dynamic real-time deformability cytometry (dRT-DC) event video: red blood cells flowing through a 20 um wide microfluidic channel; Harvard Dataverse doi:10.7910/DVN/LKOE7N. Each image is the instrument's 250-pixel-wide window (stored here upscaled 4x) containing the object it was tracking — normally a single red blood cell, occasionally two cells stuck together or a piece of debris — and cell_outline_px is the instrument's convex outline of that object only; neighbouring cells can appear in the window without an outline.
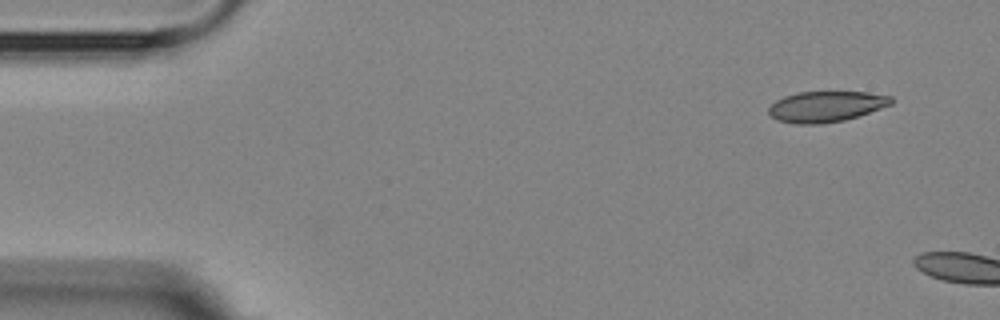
{"species": "Egyptian fruit bat (a non-hibernating species)", "species_latin": "Rousettus aegyptiacus", "temperature_condition": "room temperature", "stored_images_in_passage": 3, "camera_frame_rate_fps": 3000, "um_per_image_px": 0.085, "animal": {"sex": "female"}, "frame": {"image": 1, "passage_image": 1, "time_ms": 0.0, "image_size_px": [1000, 320], "cell_outline_px": [[892, 104], [844, 120], [820, 124], [796, 124], [776, 120], [768, 112], [768, 108], [776, 100], [784, 96], [800, 92], [868, 92], [892, 96]], "centroid_in_image_um": [70.19, 9.05], "position_along_channel_um": 14.8, "area_um2": 21.79}}